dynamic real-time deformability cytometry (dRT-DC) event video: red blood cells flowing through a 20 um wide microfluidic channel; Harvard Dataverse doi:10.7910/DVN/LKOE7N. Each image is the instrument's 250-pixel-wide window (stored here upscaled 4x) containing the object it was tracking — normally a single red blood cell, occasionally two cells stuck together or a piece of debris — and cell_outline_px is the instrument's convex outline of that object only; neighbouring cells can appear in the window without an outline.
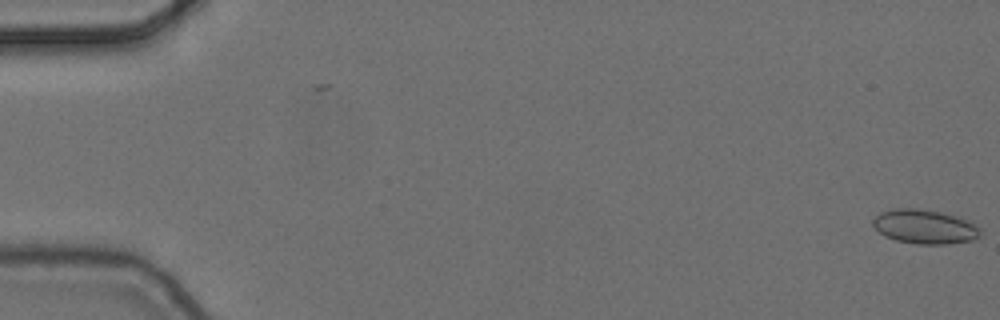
{"species": "common noctule bat (a hibernating species)", "species_latin": "Nyctalus noctula", "temperature_condition": "cold", "stored_images_in_passage": 2, "camera_frame_rate_fps": 3000, "um_per_image_px": 0.085, "animal": {"sex": "female", "body_mass_g": 24.6, "forearm_length_mm": 56.2}, "frame": {"image": 1, "passage_image": 2, "time_ms": 0.333, "image_size_px": [1000, 320], "cell_outline_px": [[980, 236], [972, 240], [948, 244], [916, 244], [896, 240], [884, 236], [872, 224], [872, 220], [880, 212], [892, 208], [916, 208], [940, 212], [960, 216], [968, 220], [980, 228]], "centroid_in_image_um": [78.6, 19.26], "position_along_channel_um": 6.4, "area_um2": 21.56}}